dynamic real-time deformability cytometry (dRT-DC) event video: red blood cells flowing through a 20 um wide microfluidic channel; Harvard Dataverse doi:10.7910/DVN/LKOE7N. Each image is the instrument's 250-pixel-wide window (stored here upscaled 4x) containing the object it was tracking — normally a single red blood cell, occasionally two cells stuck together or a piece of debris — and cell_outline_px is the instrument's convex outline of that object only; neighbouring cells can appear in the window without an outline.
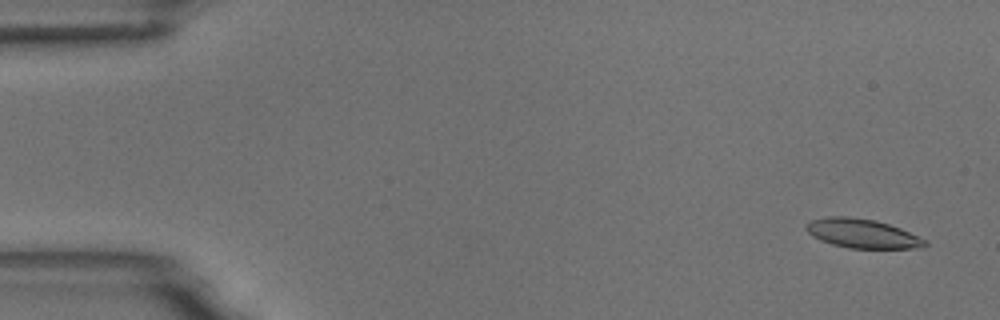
{"species": "common noctule bat (a hibernating species)", "species_latin": "Nyctalus noctula", "temperature_condition": "room temperature", "stored_images_in_passage": 5, "camera_frame_rate_fps": 3000, "um_per_image_px": 0.085, "animal": {"sex": "male", "body_mass_g": 18.8}, "frame": {"image": 1, "passage_image": 1, "time_ms": 0.0, "image_size_px": [1000, 320], "cell_outline_px": [[928, 244], [924, 248], [848, 248], [832, 244], [820, 240], [812, 236], [804, 228], [804, 224], [812, 220], [828, 216], [848, 216], [876, 220], [900, 228], [928, 240]], "centroid_in_image_um": [73.3, 19.84], "position_along_channel_um": 11.7, "area_um2": 20.35}}
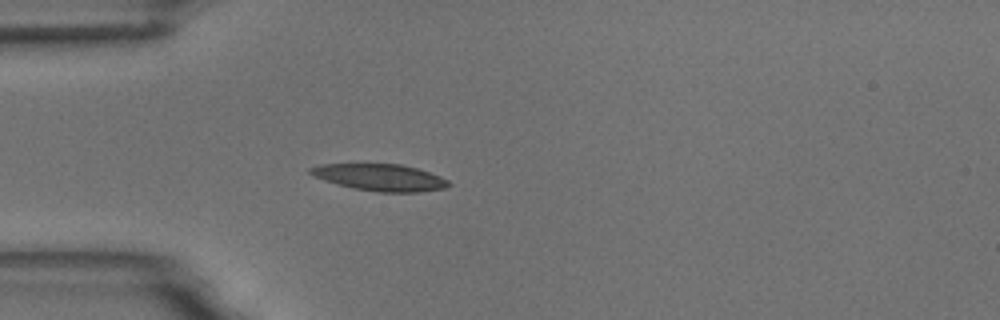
{"frame": {"image": 2, "passage_image": 5, "time_ms": 4.333, "image_size_px": [1000, 320], "cell_outline_px": [[452, 184], [444, 188], [420, 192], [376, 192], [352, 188], [324, 180], [312, 176], [308, 172], [308, 168], [320, 164], [400, 164], [416, 168], [440, 176], [448, 180]], "centroid_in_image_um": [32.28, 15.08], "position_along_channel_um": 52.7, "area_um2": 21.62}}